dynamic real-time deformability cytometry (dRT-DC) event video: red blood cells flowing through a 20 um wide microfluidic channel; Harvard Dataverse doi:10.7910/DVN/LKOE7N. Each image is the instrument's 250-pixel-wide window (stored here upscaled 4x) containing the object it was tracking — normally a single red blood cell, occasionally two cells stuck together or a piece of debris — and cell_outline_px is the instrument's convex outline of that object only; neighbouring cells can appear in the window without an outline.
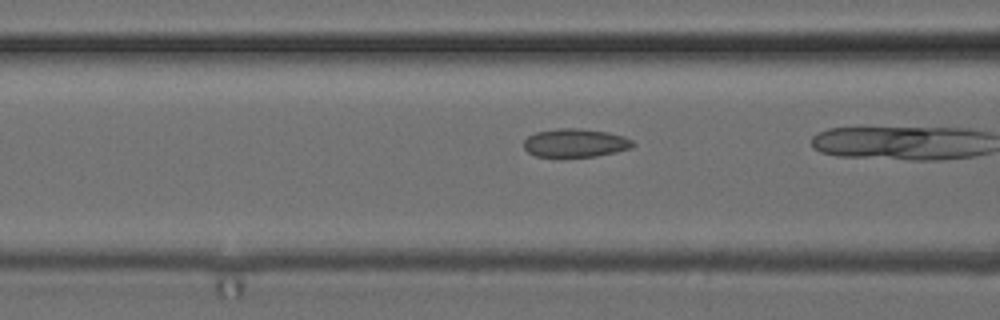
{"species": "common noctule bat (a hibernating species)", "species_latin": "Nyctalus noctula", "temperature_condition": "cold", "stored_images_in_passage": 5, "camera_frame_rate_fps": 3000, "um_per_image_px": 0.085, "animal": {"sex": "female", "body_mass_g": 24.6, "forearm_length_mm": 56.2}, "frame": {"image": 1, "passage_image": 4, "time_ms": 1.0, "image_size_px": [1000, 320], "cell_outline_px": [[636, 144], [632, 148], [616, 152], [596, 156], [560, 160], [536, 156], [528, 152], [524, 148], [524, 140], [528, 136], [536, 132], [560, 128], [580, 128], [608, 132], [624, 136], [632, 140]], "centroid_in_image_um": [48.89, 12.19], "position_along_channel_um": 117.7, "area_um2": 18.9}}